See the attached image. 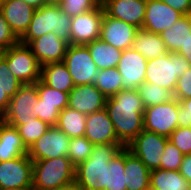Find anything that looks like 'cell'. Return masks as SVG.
I'll return each mask as SVG.
<instances>
[{
  "mask_svg": "<svg viewBox=\"0 0 191 190\" xmlns=\"http://www.w3.org/2000/svg\"><path fill=\"white\" fill-rule=\"evenodd\" d=\"M28 46L43 66L48 63L63 62L69 43L50 32L32 40Z\"/></svg>",
  "mask_w": 191,
  "mask_h": 190,
  "instance_id": "ac0fdd59",
  "label": "cell"
},
{
  "mask_svg": "<svg viewBox=\"0 0 191 190\" xmlns=\"http://www.w3.org/2000/svg\"><path fill=\"white\" fill-rule=\"evenodd\" d=\"M70 137L57 126H51L42 137L28 149L27 155L32 161L54 159L66 156Z\"/></svg>",
  "mask_w": 191,
  "mask_h": 190,
  "instance_id": "7c38bea8",
  "label": "cell"
},
{
  "mask_svg": "<svg viewBox=\"0 0 191 190\" xmlns=\"http://www.w3.org/2000/svg\"><path fill=\"white\" fill-rule=\"evenodd\" d=\"M102 5V0H63L59 7L70 17H74Z\"/></svg>",
  "mask_w": 191,
  "mask_h": 190,
  "instance_id": "d590c367",
  "label": "cell"
},
{
  "mask_svg": "<svg viewBox=\"0 0 191 190\" xmlns=\"http://www.w3.org/2000/svg\"><path fill=\"white\" fill-rule=\"evenodd\" d=\"M72 17L59 6L43 5L35 10L30 25L19 42L28 45L32 40L53 32L70 44Z\"/></svg>",
  "mask_w": 191,
  "mask_h": 190,
  "instance_id": "3957f363",
  "label": "cell"
},
{
  "mask_svg": "<svg viewBox=\"0 0 191 190\" xmlns=\"http://www.w3.org/2000/svg\"><path fill=\"white\" fill-rule=\"evenodd\" d=\"M106 99L94 84L78 85L69 92L68 107L88 115L105 108Z\"/></svg>",
  "mask_w": 191,
  "mask_h": 190,
  "instance_id": "ffe728a7",
  "label": "cell"
},
{
  "mask_svg": "<svg viewBox=\"0 0 191 190\" xmlns=\"http://www.w3.org/2000/svg\"><path fill=\"white\" fill-rule=\"evenodd\" d=\"M40 80L47 86L69 93L75 84L64 62L48 63L41 66Z\"/></svg>",
  "mask_w": 191,
  "mask_h": 190,
  "instance_id": "cb8c5ba5",
  "label": "cell"
},
{
  "mask_svg": "<svg viewBox=\"0 0 191 190\" xmlns=\"http://www.w3.org/2000/svg\"><path fill=\"white\" fill-rule=\"evenodd\" d=\"M75 86L94 84L99 69L86 45L69 44L63 61Z\"/></svg>",
  "mask_w": 191,
  "mask_h": 190,
  "instance_id": "52a82bcc",
  "label": "cell"
},
{
  "mask_svg": "<svg viewBox=\"0 0 191 190\" xmlns=\"http://www.w3.org/2000/svg\"><path fill=\"white\" fill-rule=\"evenodd\" d=\"M6 53V48L0 45V60L4 58Z\"/></svg>",
  "mask_w": 191,
  "mask_h": 190,
  "instance_id": "816d5d0a",
  "label": "cell"
},
{
  "mask_svg": "<svg viewBox=\"0 0 191 190\" xmlns=\"http://www.w3.org/2000/svg\"><path fill=\"white\" fill-rule=\"evenodd\" d=\"M23 84L10 72L7 61L0 60V89L12 98Z\"/></svg>",
  "mask_w": 191,
  "mask_h": 190,
  "instance_id": "8d00e7d4",
  "label": "cell"
},
{
  "mask_svg": "<svg viewBox=\"0 0 191 190\" xmlns=\"http://www.w3.org/2000/svg\"><path fill=\"white\" fill-rule=\"evenodd\" d=\"M183 156L182 152L168 140L161 157L160 169L179 170Z\"/></svg>",
  "mask_w": 191,
  "mask_h": 190,
  "instance_id": "74e56055",
  "label": "cell"
},
{
  "mask_svg": "<svg viewBox=\"0 0 191 190\" xmlns=\"http://www.w3.org/2000/svg\"><path fill=\"white\" fill-rule=\"evenodd\" d=\"M38 98L36 83L23 84L10 99L8 110L1 119L9 125L25 124V121L33 117Z\"/></svg>",
  "mask_w": 191,
  "mask_h": 190,
  "instance_id": "8fae6325",
  "label": "cell"
},
{
  "mask_svg": "<svg viewBox=\"0 0 191 190\" xmlns=\"http://www.w3.org/2000/svg\"><path fill=\"white\" fill-rule=\"evenodd\" d=\"M10 99L11 98L4 92V90L0 89V119L7 112Z\"/></svg>",
  "mask_w": 191,
  "mask_h": 190,
  "instance_id": "bcb514c9",
  "label": "cell"
},
{
  "mask_svg": "<svg viewBox=\"0 0 191 190\" xmlns=\"http://www.w3.org/2000/svg\"><path fill=\"white\" fill-rule=\"evenodd\" d=\"M86 119V114L66 107L60 111L56 126L70 138L85 136Z\"/></svg>",
  "mask_w": 191,
  "mask_h": 190,
  "instance_id": "f1b7e54d",
  "label": "cell"
},
{
  "mask_svg": "<svg viewBox=\"0 0 191 190\" xmlns=\"http://www.w3.org/2000/svg\"><path fill=\"white\" fill-rule=\"evenodd\" d=\"M176 53L182 55L189 62V64H191V35L185 45L182 46Z\"/></svg>",
  "mask_w": 191,
  "mask_h": 190,
  "instance_id": "7dc6e473",
  "label": "cell"
},
{
  "mask_svg": "<svg viewBox=\"0 0 191 190\" xmlns=\"http://www.w3.org/2000/svg\"><path fill=\"white\" fill-rule=\"evenodd\" d=\"M183 15L191 14V0H161Z\"/></svg>",
  "mask_w": 191,
  "mask_h": 190,
  "instance_id": "ee69618b",
  "label": "cell"
},
{
  "mask_svg": "<svg viewBox=\"0 0 191 190\" xmlns=\"http://www.w3.org/2000/svg\"><path fill=\"white\" fill-rule=\"evenodd\" d=\"M21 1L33 6L35 9L42 7L44 5V0H21Z\"/></svg>",
  "mask_w": 191,
  "mask_h": 190,
  "instance_id": "c3c4849f",
  "label": "cell"
},
{
  "mask_svg": "<svg viewBox=\"0 0 191 190\" xmlns=\"http://www.w3.org/2000/svg\"><path fill=\"white\" fill-rule=\"evenodd\" d=\"M17 128L20 137L27 149L51 127L44 121L36 117H31L22 125H11Z\"/></svg>",
  "mask_w": 191,
  "mask_h": 190,
  "instance_id": "d6a6232c",
  "label": "cell"
},
{
  "mask_svg": "<svg viewBox=\"0 0 191 190\" xmlns=\"http://www.w3.org/2000/svg\"><path fill=\"white\" fill-rule=\"evenodd\" d=\"M190 183L179 173V170L156 169L150 173L152 190H189Z\"/></svg>",
  "mask_w": 191,
  "mask_h": 190,
  "instance_id": "83f0119b",
  "label": "cell"
},
{
  "mask_svg": "<svg viewBox=\"0 0 191 190\" xmlns=\"http://www.w3.org/2000/svg\"><path fill=\"white\" fill-rule=\"evenodd\" d=\"M107 188L105 190H127L125 183V147L108 162Z\"/></svg>",
  "mask_w": 191,
  "mask_h": 190,
  "instance_id": "1f68e13d",
  "label": "cell"
},
{
  "mask_svg": "<svg viewBox=\"0 0 191 190\" xmlns=\"http://www.w3.org/2000/svg\"><path fill=\"white\" fill-rule=\"evenodd\" d=\"M59 114L58 104L40 103V98L33 109V117L39 118L50 126L57 125Z\"/></svg>",
  "mask_w": 191,
  "mask_h": 190,
  "instance_id": "f35d334b",
  "label": "cell"
},
{
  "mask_svg": "<svg viewBox=\"0 0 191 190\" xmlns=\"http://www.w3.org/2000/svg\"><path fill=\"white\" fill-rule=\"evenodd\" d=\"M58 190H82L75 182Z\"/></svg>",
  "mask_w": 191,
  "mask_h": 190,
  "instance_id": "681fc988",
  "label": "cell"
},
{
  "mask_svg": "<svg viewBox=\"0 0 191 190\" xmlns=\"http://www.w3.org/2000/svg\"><path fill=\"white\" fill-rule=\"evenodd\" d=\"M0 10L13 33L20 39L27 31L36 9L21 0H6Z\"/></svg>",
  "mask_w": 191,
  "mask_h": 190,
  "instance_id": "44dd1931",
  "label": "cell"
},
{
  "mask_svg": "<svg viewBox=\"0 0 191 190\" xmlns=\"http://www.w3.org/2000/svg\"><path fill=\"white\" fill-rule=\"evenodd\" d=\"M190 68L182 55L168 52L147 62L145 81L174 93L178 78Z\"/></svg>",
  "mask_w": 191,
  "mask_h": 190,
  "instance_id": "5b68a950",
  "label": "cell"
},
{
  "mask_svg": "<svg viewBox=\"0 0 191 190\" xmlns=\"http://www.w3.org/2000/svg\"><path fill=\"white\" fill-rule=\"evenodd\" d=\"M63 0H44V5L59 6Z\"/></svg>",
  "mask_w": 191,
  "mask_h": 190,
  "instance_id": "f907efd6",
  "label": "cell"
},
{
  "mask_svg": "<svg viewBox=\"0 0 191 190\" xmlns=\"http://www.w3.org/2000/svg\"><path fill=\"white\" fill-rule=\"evenodd\" d=\"M4 59L10 72L22 84H32L40 80L41 65L28 45L18 42L6 49Z\"/></svg>",
  "mask_w": 191,
  "mask_h": 190,
  "instance_id": "8992f818",
  "label": "cell"
},
{
  "mask_svg": "<svg viewBox=\"0 0 191 190\" xmlns=\"http://www.w3.org/2000/svg\"><path fill=\"white\" fill-rule=\"evenodd\" d=\"M143 118L144 130L169 138L178 127V100L146 107Z\"/></svg>",
  "mask_w": 191,
  "mask_h": 190,
  "instance_id": "9c48e42d",
  "label": "cell"
},
{
  "mask_svg": "<svg viewBox=\"0 0 191 190\" xmlns=\"http://www.w3.org/2000/svg\"><path fill=\"white\" fill-rule=\"evenodd\" d=\"M105 109L118 140L127 147L144 130L145 106L137 89H123L106 99Z\"/></svg>",
  "mask_w": 191,
  "mask_h": 190,
  "instance_id": "6da1fadb",
  "label": "cell"
},
{
  "mask_svg": "<svg viewBox=\"0 0 191 190\" xmlns=\"http://www.w3.org/2000/svg\"><path fill=\"white\" fill-rule=\"evenodd\" d=\"M123 144L94 145L90 157L76 167L75 183L82 190L107 188L108 162L124 148Z\"/></svg>",
  "mask_w": 191,
  "mask_h": 190,
  "instance_id": "7a4b0ae2",
  "label": "cell"
},
{
  "mask_svg": "<svg viewBox=\"0 0 191 190\" xmlns=\"http://www.w3.org/2000/svg\"><path fill=\"white\" fill-rule=\"evenodd\" d=\"M40 103L58 104L60 111L68 107L69 93L47 86L41 80L36 82Z\"/></svg>",
  "mask_w": 191,
  "mask_h": 190,
  "instance_id": "e575fe53",
  "label": "cell"
},
{
  "mask_svg": "<svg viewBox=\"0 0 191 190\" xmlns=\"http://www.w3.org/2000/svg\"><path fill=\"white\" fill-rule=\"evenodd\" d=\"M6 0H0V7L3 5V3L5 2Z\"/></svg>",
  "mask_w": 191,
  "mask_h": 190,
  "instance_id": "db71d44e",
  "label": "cell"
},
{
  "mask_svg": "<svg viewBox=\"0 0 191 190\" xmlns=\"http://www.w3.org/2000/svg\"><path fill=\"white\" fill-rule=\"evenodd\" d=\"M18 42L19 39L11 30L0 10V45L8 49Z\"/></svg>",
  "mask_w": 191,
  "mask_h": 190,
  "instance_id": "b9f144b4",
  "label": "cell"
},
{
  "mask_svg": "<svg viewBox=\"0 0 191 190\" xmlns=\"http://www.w3.org/2000/svg\"><path fill=\"white\" fill-rule=\"evenodd\" d=\"M76 167L66 156L33 161V190H58L75 182Z\"/></svg>",
  "mask_w": 191,
  "mask_h": 190,
  "instance_id": "277c9868",
  "label": "cell"
},
{
  "mask_svg": "<svg viewBox=\"0 0 191 190\" xmlns=\"http://www.w3.org/2000/svg\"><path fill=\"white\" fill-rule=\"evenodd\" d=\"M104 7L92 9L86 13L72 17L70 44L86 45L100 38Z\"/></svg>",
  "mask_w": 191,
  "mask_h": 190,
  "instance_id": "4fadbf2b",
  "label": "cell"
},
{
  "mask_svg": "<svg viewBox=\"0 0 191 190\" xmlns=\"http://www.w3.org/2000/svg\"><path fill=\"white\" fill-rule=\"evenodd\" d=\"M147 62L133 47L123 50L117 66L123 89H137L145 81Z\"/></svg>",
  "mask_w": 191,
  "mask_h": 190,
  "instance_id": "5bb4252c",
  "label": "cell"
},
{
  "mask_svg": "<svg viewBox=\"0 0 191 190\" xmlns=\"http://www.w3.org/2000/svg\"><path fill=\"white\" fill-rule=\"evenodd\" d=\"M169 138L143 130L126 147L150 170L160 168L161 157Z\"/></svg>",
  "mask_w": 191,
  "mask_h": 190,
  "instance_id": "ba28073f",
  "label": "cell"
},
{
  "mask_svg": "<svg viewBox=\"0 0 191 190\" xmlns=\"http://www.w3.org/2000/svg\"><path fill=\"white\" fill-rule=\"evenodd\" d=\"M179 173L190 183L191 185V154L183 156L182 164L179 168Z\"/></svg>",
  "mask_w": 191,
  "mask_h": 190,
  "instance_id": "f6af8a7d",
  "label": "cell"
},
{
  "mask_svg": "<svg viewBox=\"0 0 191 190\" xmlns=\"http://www.w3.org/2000/svg\"><path fill=\"white\" fill-rule=\"evenodd\" d=\"M184 15L161 0H147L142 29L161 34Z\"/></svg>",
  "mask_w": 191,
  "mask_h": 190,
  "instance_id": "9a60e30c",
  "label": "cell"
},
{
  "mask_svg": "<svg viewBox=\"0 0 191 190\" xmlns=\"http://www.w3.org/2000/svg\"><path fill=\"white\" fill-rule=\"evenodd\" d=\"M93 147L94 144L85 136L70 138L67 157L70 159L71 163L77 167L90 157Z\"/></svg>",
  "mask_w": 191,
  "mask_h": 190,
  "instance_id": "836d02e7",
  "label": "cell"
},
{
  "mask_svg": "<svg viewBox=\"0 0 191 190\" xmlns=\"http://www.w3.org/2000/svg\"><path fill=\"white\" fill-rule=\"evenodd\" d=\"M178 127H191V97L178 101Z\"/></svg>",
  "mask_w": 191,
  "mask_h": 190,
  "instance_id": "7bdbcfd3",
  "label": "cell"
},
{
  "mask_svg": "<svg viewBox=\"0 0 191 190\" xmlns=\"http://www.w3.org/2000/svg\"><path fill=\"white\" fill-rule=\"evenodd\" d=\"M27 152L17 128L0 119V162L24 156Z\"/></svg>",
  "mask_w": 191,
  "mask_h": 190,
  "instance_id": "603a6c76",
  "label": "cell"
},
{
  "mask_svg": "<svg viewBox=\"0 0 191 190\" xmlns=\"http://www.w3.org/2000/svg\"><path fill=\"white\" fill-rule=\"evenodd\" d=\"M169 141L174 144L183 155L191 154V127H177L169 136Z\"/></svg>",
  "mask_w": 191,
  "mask_h": 190,
  "instance_id": "ab89813d",
  "label": "cell"
},
{
  "mask_svg": "<svg viewBox=\"0 0 191 190\" xmlns=\"http://www.w3.org/2000/svg\"><path fill=\"white\" fill-rule=\"evenodd\" d=\"M151 171L125 147V183L127 190H149Z\"/></svg>",
  "mask_w": 191,
  "mask_h": 190,
  "instance_id": "7402d4cb",
  "label": "cell"
},
{
  "mask_svg": "<svg viewBox=\"0 0 191 190\" xmlns=\"http://www.w3.org/2000/svg\"><path fill=\"white\" fill-rule=\"evenodd\" d=\"M86 46L88 47L91 57L99 70L115 68L118 66L123 53L122 50L113 47L100 38L86 44Z\"/></svg>",
  "mask_w": 191,
  "mask_h": 190,
  "instance_id": "484cf974",
  "label": "cell"
},
{
  "mask_svg": "<svg viewBox=\"0 0 191 190\" xmlns=\"http://www.w3.org/2000/svg\"><path fill=\"white\" fill-rule=\"evenodd\" d=\"M85 137L94 145L122 144L105 108L87 115Z\"/></svg>",
  "mask_w": 191,
  "mask_h": 190,
  "instance_id": "d6986e66",
  "label": "cell"
},
{
  "mask_svg": "<svg viewBox=\"0 0 191 190\" xmlns=\"http://www.w3.org/2000/svg\"><path fill=\"white\" fill-rule=\"evenodd\" d=\"M12 190H33V188H17V189H12Z\"/></svg>",
  "mask_w": 191,
  "mask_h": 190,
  "instance_id": "f5cc1de1",
  "label": "cell"
},
{
  "mask_svg": "<svg viewBox=\"0 0 191 190\" xmlns=\"http://www.w3.org/2000/svg\"><path fill=\"white\" fill-rule=\"evenodd\" d=\"M137 91L143 101L145 108L153 105H159L161 103H167L175 99L174 93L172 91L146 81H144L137 88Z\"/></svg>",
  "mask_w": 191,
  "mask_h": 190,
  "instance_id": "4dcf8cb0",
  "label": "cell"
},
{
  "mask_svg": "<svg viewBox=\"0 0 191 190\" xmlns=\"http://www.w3.org/2000/svg\"><path fill=\"white\" fill-rule=\"evenodd\" d=\"M147 0H102L105 13L138 29L143 27Z\"/></svg>",
  "mask_w": 191,
  "mask_h": 190,
  "instance_id": "e0dca14e",
  "label": "cell"
},
{
  "mask_svg": "<svg viewBox=\"0 0 191 190\" xmlns=\"http://www.w3.org/2000/svg\"><path fill=\"white\" fill-rule=\"evenodd\" d=\"M138 28L104 13L101 23L100 39L120 50L133 47Z\"/></svg>",
  "mask_w": 191,
  "mask_h": 190,
  "instance_id": "2e32d148",
  "label": "cell"
},
{
  "mask_svg": "<svg viewBox=\"0 0 191 190\" xmlns=\"http://www.w3.org/2000/svg\"><path fill=\"white\" fill-rule=\"evenodd\" d=\"M133 48L148 61L168 53L160 34L142 28L136 32Z\"/></svg>",
  "mask_w": 191,
  "mask_h": 190,
  "instance_id": "d4e9b609",
  "label": "cell"
},
{
  "mask_svg": "<svg viewBox=\"0 0 191 190\" xmlns=\"http://www.w3.org/2000/svg\"><path fill=\"white\" fill-rule=\"evenodd\" d=\"M33 161L26 154L0 162V190L33 188Z\"/></svg>",
  "mask_w": 191,
  "mask_h": 190,
  "instance_id": "30bf717a",
  "label": "cell"
},
{
  "mask_svg": "<svg viewBox=\"0 0 191 190\" xmlns=\"http://www.w3.org/2000/svg\"><path fill=\"white\" fill-rule=\"evenodd\" d=\"M191 97V68L188 69L180 78L174 91V98L178 101Z\"/></svg>",
  "mask_w": 191,
  "mask_h": 190,
  "instance_id": "60d3db41",
  "label": "cell"
},
{
  "mask_svg": "<svg viewBox=\"0 0 191 190\" xmlns=\"http://www.w3.org/2000/svg\"><path fill=\"white\" fill-rule=\"evenodd\" d=\"M161 38L168 52L176 53L191 35V14L184 15L175 24L163 31Z\"/></svg>",
  "mask_w": 191,
  "mask_h": 190,
  "instance_id": "4316f807",
  "label": "cell"
},
{
  "mask_svg": "<svg viewBox=\"0 0 191 190\" xmlns=\"http://www.w3.org/2000/svg\"><path fill=\"white\" fill-rule=\"evenodd\" d=\"M94 85L106 98L123 90L122 76L117 67L99 70Z\"/></svg>",
  "mask_w": 191,
  "mask_h": 190,
  "instance_id": "f546056e",
  "label": "cell"
}]
</instances>
